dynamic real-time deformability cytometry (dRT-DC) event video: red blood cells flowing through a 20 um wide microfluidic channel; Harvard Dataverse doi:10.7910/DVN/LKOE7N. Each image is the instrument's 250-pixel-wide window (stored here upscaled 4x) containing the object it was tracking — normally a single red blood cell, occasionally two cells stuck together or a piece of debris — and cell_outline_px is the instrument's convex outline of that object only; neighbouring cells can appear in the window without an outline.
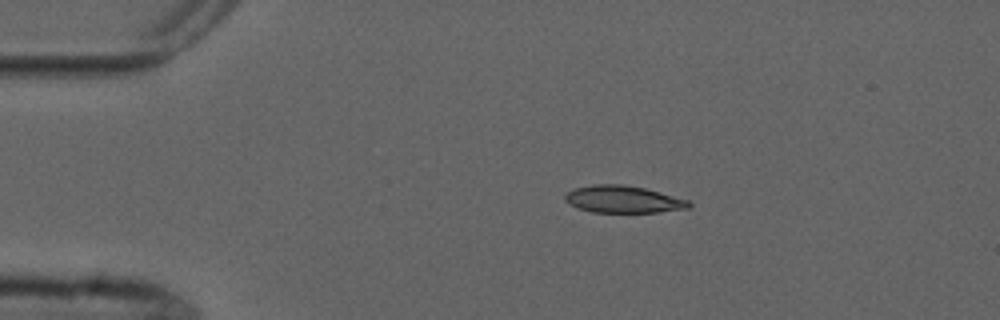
{"species": "common noctule bat (a hibernating species)", "species_latin": "Nyctalus noctula", "temperature_condition": "cold", "stored_images_in_passage": 4, "camera_frame_rate_fps": 3000, "um_per_image_px": 0.085, "animal": {"sex": "male", "forearm_length_mm": 52.5}, "frame": {"image": 1, "passage_image": 2, "time_ms": 1.333, "image_size_px": [1000, 320], "cell_outline_px": [[692, 204], [688, 208], [656, 212], [592, 212], [580, 208], [564, 200], [564, 196], [572, 188], [592, 184], [624, 184], [644, 188], [688, 200]], "centroid_in_image_um": [52.94, 16.93], "position_along_channel_um": 32.1, "area_um2": 19.42}}